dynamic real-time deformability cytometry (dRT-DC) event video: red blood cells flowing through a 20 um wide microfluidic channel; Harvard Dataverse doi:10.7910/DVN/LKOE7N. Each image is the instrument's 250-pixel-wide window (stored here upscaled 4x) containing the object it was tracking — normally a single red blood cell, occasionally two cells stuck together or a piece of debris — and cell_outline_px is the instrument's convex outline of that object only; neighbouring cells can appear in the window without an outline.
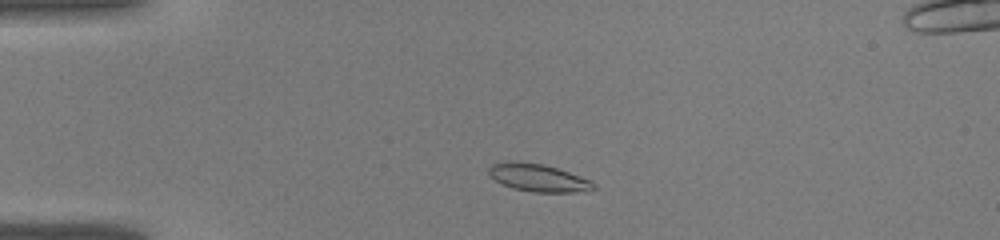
{"species": "common noctule bat (a hibernating species)", "species_latin": "Nyctalus noctula", "temperature_condition": "warm", "stored_images_in_passage": 37, "camera_frame_rate_fps": 3000, "um_per_image_px": 0.085, "animal": {"sex": "male", "body_mass_g": 19.0, "forearm_length_mm": 50.8}, "frame": {"image": 1, "passage_image": 5, "time_ms": 1.333, "image_size_px": [1000, 240], "cell_outline_px": [[596, 188], [588, 192], [532, 192], [512, 188], [496, 180], [488, 172], [488, 168], [492, 164], [504, 160], [520, 160], [544, 164], [592, 180], [596, 184]], "centroid_in_image_um": [45.77, 15.09], "position_along_channel_um": 39.2, "area_um2": 17.22}}
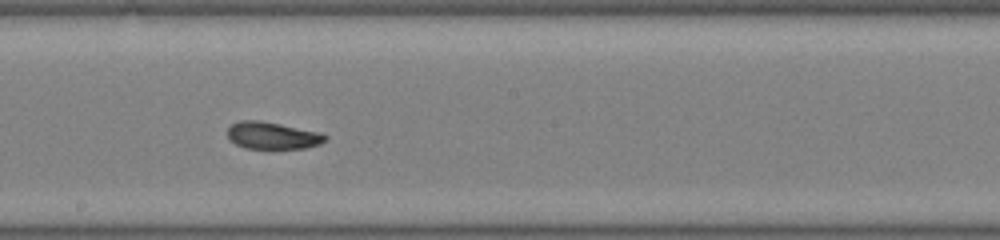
{"frame": {"image": 2, "passage_image": 19, "time_ms": 6.0, "image_size_px": [1000, 240], "cell_outline_px": [[328, 140], [320, 144], [304, 148], [244, 148], [236, 144], [228, 136], [228, 128], [232, 124], [240, 120], [260, 120], [320, 132], [328, 136]], "centroid_in_image_um": [23.19, 11.51], "position_along_channel_um": 225.0, "area_um2": 15.37}}
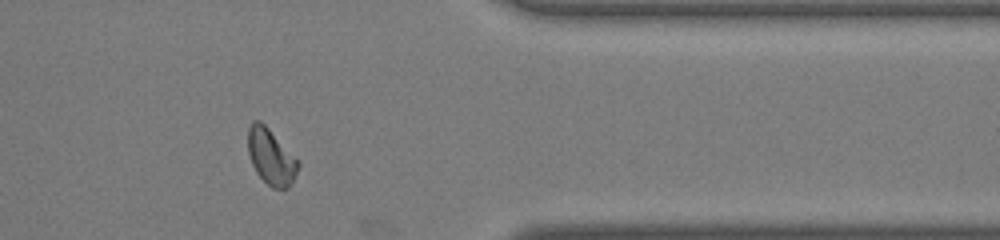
{"frame": {"image": 3, "passage_image": 30, "time_ms": 9.667, "image_size_px": [1000, 240], "cell_outline_px": [[300, 164], [292, 184], [288, 188], [272, 188], [256, 172], [252, 164], [248, 152], [248, 128], [252, 120], [260, 120], [300, 160]], "centroid_in_image_um": [23.05, 13.32], "position_along_channel_um": 388.3, "area_um2": 16.42}}